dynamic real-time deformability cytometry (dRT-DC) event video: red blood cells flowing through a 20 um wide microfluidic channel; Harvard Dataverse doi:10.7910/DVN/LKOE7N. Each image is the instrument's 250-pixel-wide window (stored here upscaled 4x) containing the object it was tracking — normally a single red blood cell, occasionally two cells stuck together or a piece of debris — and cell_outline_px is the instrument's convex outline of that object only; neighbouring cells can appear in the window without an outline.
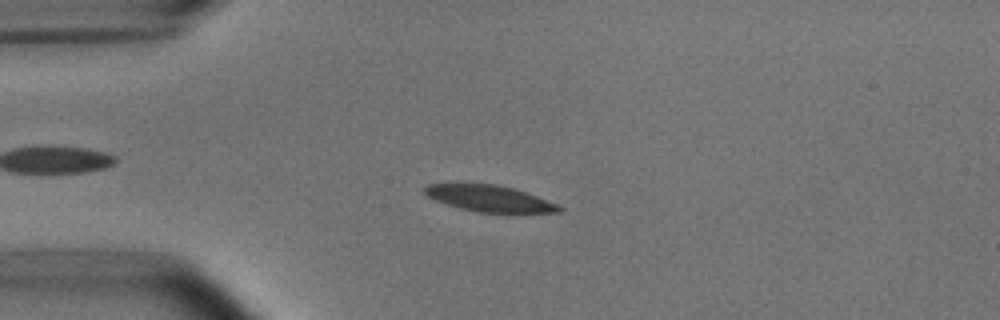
{"species": "common noctule bat (a hibernating species)", "species_latin": "Nyctalus noctula", "temperature_condition": "room temperature", "stored_images_in_passage": 5, "camera_frame_rate_fps": 3000, "um_per_image_px": 0.085, "animal": {"sex": "male", "body_mass_g": 15.6}, "frame": {"image": 1, "passage_image": 3, "time_ms": 2.333, "image_size_px": [1000, 320], "cell_outline_px": [[564, 212], [508, 216], [476, 212], [444, 204], [428, 196], [424, 192], [424, 188], [428, 184], [496, 184], [512, 188], [536, 196], [556, 204], [564, 208]], "centroid_in_image_um": [41.72, 16.95], "position_along_channel_um": 43.3, "area_um2": 21.5}}